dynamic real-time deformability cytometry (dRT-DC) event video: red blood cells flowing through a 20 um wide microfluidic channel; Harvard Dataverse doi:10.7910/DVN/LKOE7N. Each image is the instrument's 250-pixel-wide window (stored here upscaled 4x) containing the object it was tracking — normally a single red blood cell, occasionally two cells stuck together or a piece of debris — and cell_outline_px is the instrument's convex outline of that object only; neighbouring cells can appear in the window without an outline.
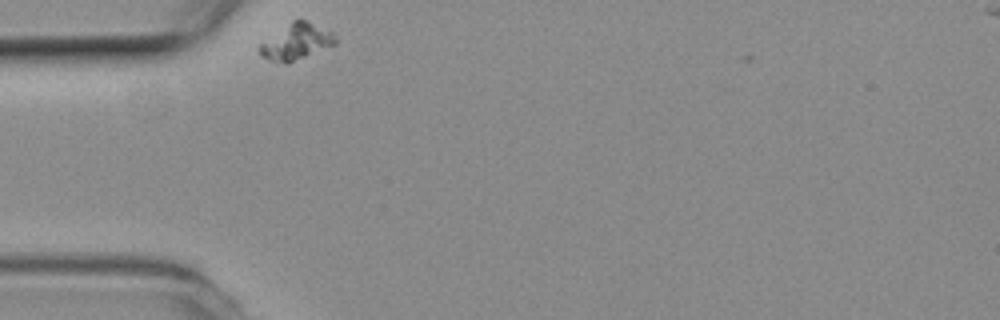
{"species": "common noctule bat (a hibernating species)", "species_latin": "Nyctalus noctula", "temperature_condition": "room temperature", "stored_images_in_passage": 7, "camera_frame_rate_fps": 3000, "um_per_image_px": 0.085, "animal": {"sex": "female", "body_mass_g": 19.3, "forearm_length_mm": 54.1}, "frame": {"image": 1, "passage_image": 1, "time_ms": 0.0, "image_size_px": [1000, 320], "cell_outline_px": [[336, 44], [288, 64], [284, 64], [268, 60], [260, 56], [256, 48], [260, 44], [292, 20], [300, 16], [332, 32], [336, 40]], "centroid_in_image_um": [25.16, 3.55], "position_along_channel_um": 59.8, "area_um2": 16.24}}
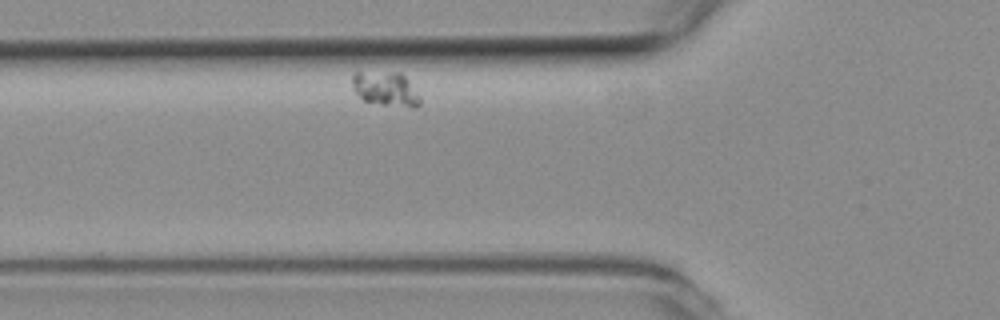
{"frame": {"image": 2, "passage_image": 5, "time_ms": 1.333, "image_size_px": [1000, 320], "cell_outline_px": [[420, 104], [412, 108], [380, 104], [364, 100], [352, 88], [352, 76], [356, 72], [400, 72], [408, 80], [420, 96]], "centroid_in_image_um": [32.79, 7.55], "position_along_channel_um": 93.0, "area_um2": 13.53}}